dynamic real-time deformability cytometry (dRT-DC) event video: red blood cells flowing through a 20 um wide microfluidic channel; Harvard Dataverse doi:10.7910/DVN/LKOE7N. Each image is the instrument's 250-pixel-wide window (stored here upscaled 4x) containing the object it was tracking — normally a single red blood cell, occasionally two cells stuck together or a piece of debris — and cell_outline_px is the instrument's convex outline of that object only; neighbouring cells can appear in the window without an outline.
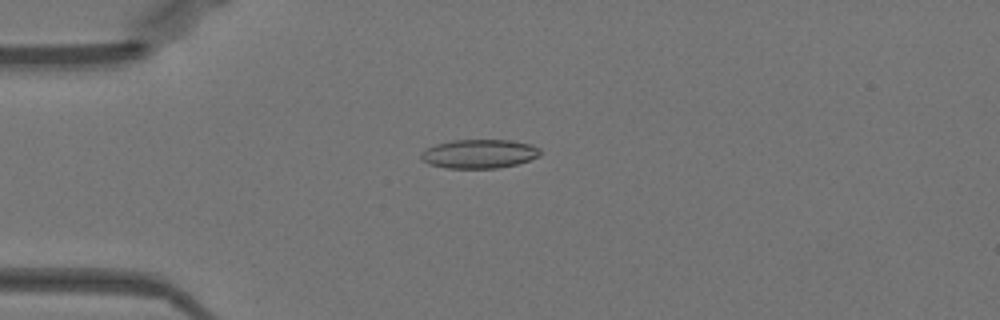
{"species": "Egyptian fruit bat (a non-hibernating species)", "species_latin": "Rousettus aegyptiacus", "temperature_condition": "warm", "stored_images_in_passage": 51, "camera_frame_rate_fps": 3000, "um_per_image_px": 0.085, "animal": {"sex": "female"}, "frame": {"image": 1, "passage_image": 13, "time_ms": 4.0, "image_size_px": [1000, 320], "cell_outline_px": [[540, 156], [516, 164], [496, 168], [448, 168], [428, 164], [420, 160], [420, 152], [424, 148], [436, 144], [452, 140], [512, 140], [532, 144], [540, 148]], "centroid_in_image_um": [40.69, 13.07], "position_along_channel_um": 44.3, "area_um2": 20.29}}
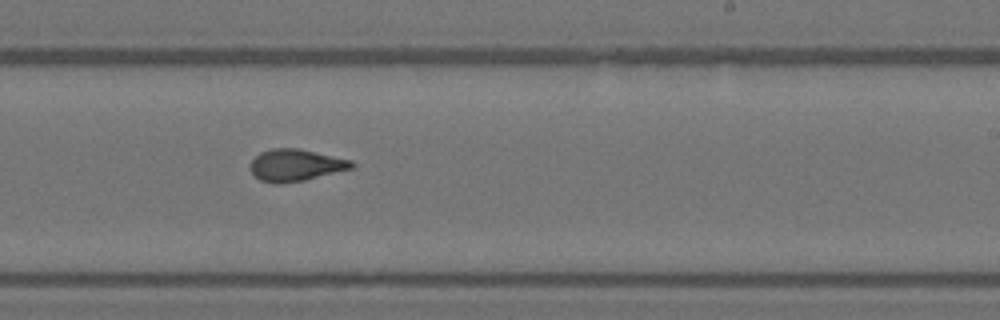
{"frame": {"image": 2, "passage_image": 31, "time_ms": 10.0, "image_size_px": [1000, 320], "cell_outline_px": [[356, 164], [352, 168], [304, 180], [280, 184], [276, 184], [260, 180], [252, 172], [252, 160], [260, 152], [272, 148], [296, 148], [352, 160]], "centroid_in_image_um": [25.14, 14.04], "position_along_channel_um": 263.9, "area_um2": 18.55}}
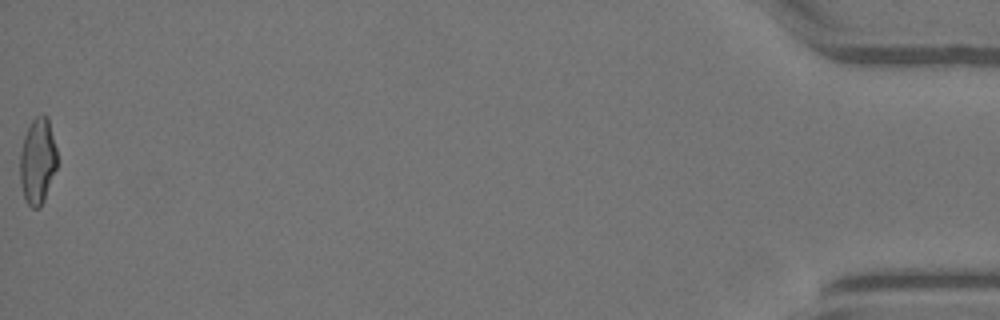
{"frame": {"image": 3, "passage_image": 51, "time_ms": 16.667, "image_size_px": [1000, 320], "cell_outline_px": [[56, 168], [44, 200], [40, 208], [32, 208], [24, 200], [20, 184], [20, 152], [24, 136], [32, 120], [36, 116], [44, 112], [48, 116], [56, 148]], "centroid_in_image_um": [3.18, 13.68], "position_along_channel_um": 432.0, "area_um2": 18.73}, "authors_computed_cell_mechanics": {"area_um2": 18.9006, "velocity_mm_per_s": 3.9989, "shape_relaxation_time_tau1_ms": null, "shape_relaxation_time_tau2_ms": 1.5305, "deformation_change_tau1": null, "deformation_change_tau2": 0.0763}}